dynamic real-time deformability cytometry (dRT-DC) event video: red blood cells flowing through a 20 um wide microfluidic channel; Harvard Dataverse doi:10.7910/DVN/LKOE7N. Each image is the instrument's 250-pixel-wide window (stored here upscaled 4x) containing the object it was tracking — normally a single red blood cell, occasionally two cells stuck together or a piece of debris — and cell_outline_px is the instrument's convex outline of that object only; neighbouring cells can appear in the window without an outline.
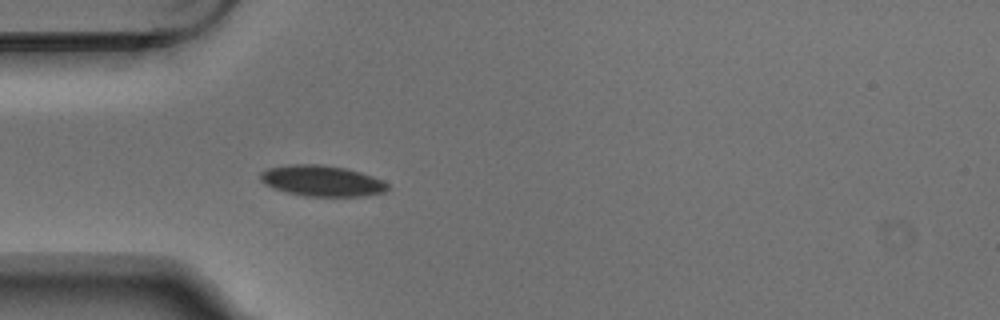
{"species": "Egyptian fruit bat (a non-hibernating species)", "species_latin": "Rousettus aegyptiacus", "temperature_condition": "warm", "stored_images_in_passage": 4, "camera_frame_rate_fps": 3000, "um_per_image_px": 0.085, "animal": {"sex": "male"}, "frame": {"image": 1, "passage_image": 4, "time_ms": 1.0, "image_size_px": [1000, 320], "cell_outline_px": [[388, 188], [384, 192], [360, 196], [304, 196], [288, 192], [264, 184], [260, 180], [260, 172], [268, 168], [288, 164], [324, 164], [344, 168], [360, 172], [372, 176], [388, 184]], "centroid_in_image_um": [27.32, 15.36], "position_along_channel_um": 57.7, "area_um2": 22.72}}